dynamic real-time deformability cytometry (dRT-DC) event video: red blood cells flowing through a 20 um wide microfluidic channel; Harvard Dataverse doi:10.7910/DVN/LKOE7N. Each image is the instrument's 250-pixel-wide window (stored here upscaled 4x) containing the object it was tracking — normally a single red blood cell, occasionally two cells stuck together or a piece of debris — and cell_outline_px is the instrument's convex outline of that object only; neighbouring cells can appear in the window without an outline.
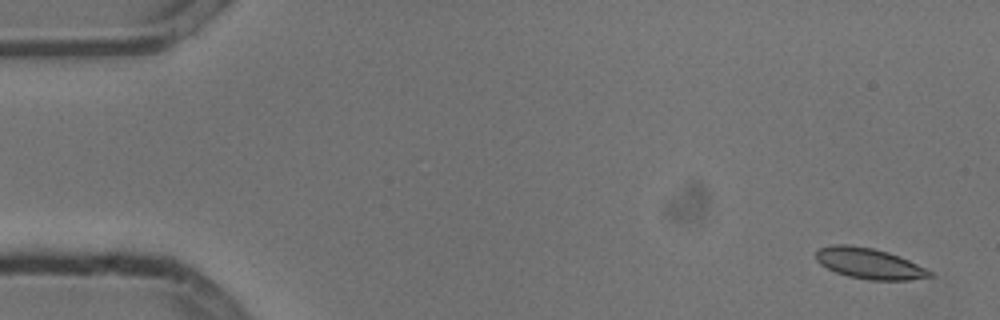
{"species": "common noctule bat (a hibernating species)", "species_latin": "Nyctalus noctula", "temperature_condition": "cold", "stored_images_in_passage": 6, "camera_frame_rate_fps": 3000, "um_per_image_px": 0.085, "animal": {"sex": "male", "body_mass_g": 13.3}, "frame": {"image": 1, "passage_image": 1, "time_ms": 0.0, "image_size_px": [1000, 320], "cell_outline_px": [[932, 276], [912, 280], [868, 280], [848, 276], [836, 272], [820, 264], [816, 260], [816, 252], [820, 248], [832, 244], [848, 244], [872, 248], [888, 252], [900, 256], [932, 272]], "centroid_in_image_um": [73.86, 22.39], "position_along_channel_um": 11.1, "area_um2": 20.29}}
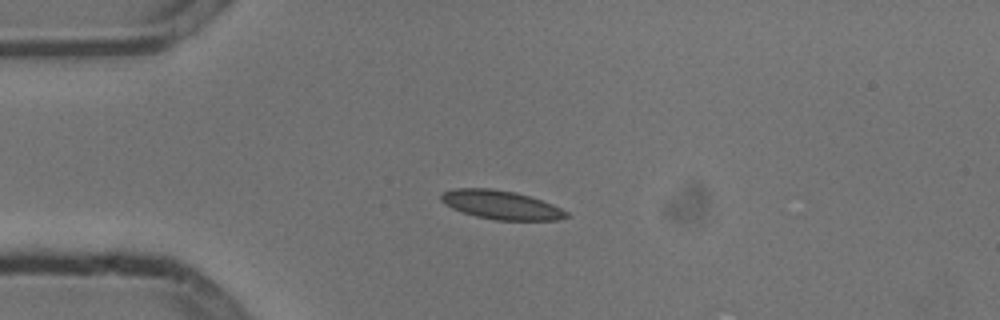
{"frame": {"image": 2, "passage_image": 4, "time_ms": 1.0, "image_size_px": [1000, 320], "cell_outline_px": [[568, 216], [560, 220], [496, 220], [476, 216], [460, 212], [444, 204], [440, 200], [440, 196], [444, 192], [452, 188], [492, 188], [516, 192], [552, 204], [568, 212]], "centroid_in_image_um": [42.55, 17.41], "position_along_channel_um": 42.4, "area_um2": 21.04}}
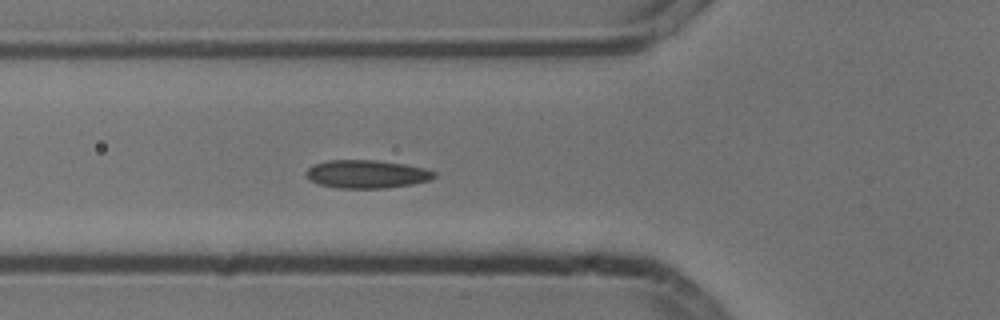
{"frame": {"image": 3, "passage_image": 6, "time_ms": 1.667, "image_size_px": [1000, 320], "cell_outline_px": [[436, 176], [428, 180], [412, 184], [384, 188], [336, 188], [320, 184], [312, 180], [304, 172], [308, 168], [316, 164], [328, 160], [380, 160], [404, 164], [424, 168], [436, 172]], "centroid_in_image_um": [31.19, 14.79], "position_along_channel_um": 94.6, "area_um2": 20.87}}